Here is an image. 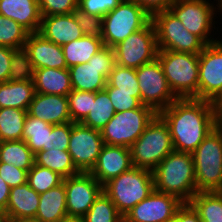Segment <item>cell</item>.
<instances>
[{
    "mask_svg": "<svg viewBox=\"0 0 222 222\" xmlns=\"http://www.w3.org/2000/svg\"><path fill=\"white\" fill-rule=\"evenodd\" d=\"M169 127L173 149L193 153L222 122L213 102L178 98L158 113Z\"/></svg>",
    "mask_w": 222,
    "mask_h": 222,
    "instance_id": "cell-1",
    "label": "cell"
},
{
    "mask_svg": "<svg viewBox=\"0 0 222 222\" xmlns=\"http://www.w3.org/2000/svg\"><path fill=\"white\" fill-rule=\"evenodd\" d=\"M155 190L189 203L197 193L192 153L173 150L153 170Z\"/></svg>",
    "mask_w": 222,
    "mask_h": 222,
    "instance_id": "cell-2",
    "label": "cell"
},
{
    "mask_svg": "<svg viewBox=\"0 0 222 222\" xmlns=\"http://www.w3.org/2000/svg\"><path fill=\"white\" fill-rule=\"evenodd\" d=\"M157 59L178 98L199 99V54L158 50Z\"/></svg>",
    "mask_w": 222,
    "mask_h": 222,
    "instance_id": "cell-3",
    "label": "cell"
},
{
    "mask_svg": "<svg viewBox=\"0 0 222 222\" xmlns=\"http://www.w3.org/2000/svg\"><path fill=\"white\" fill-rule=\"evenodd\" d=\"M155 189L151 170L132 167L103 185V192L124 216Z\"/></svg>",
    "mask_w": 222,
    "mask_h": 222,
    "instance_id": "cell-4",
    "label": "cell"
},
{
    "mask_svg": "<svg viewBox=\"0 0 222 222\" xmlns=\"http://www.w3.org/2000/svg\"><path fill=\"white\" fill-rule=\"evenodd\" d=\"M197 192L222 190V122L192 153Z\"/></svg>",
    "mask_w": 222,
    "mask_h": 222,
    "instance_id": "cell-5",
    "label": "cell"
},
{
    "mask_svg": "<svg viewBox=\"0 0 222 222\" xmlns=\"http://www.w3.org/2000/svg\"><path fill=\"white\" fill-rule=\"evenodd\" d=\"M134 167L153 170L174 149L169 127L157 114L130 147Z\"/></svg>",
    "mask_w": 222,
    "mask_h": 222,
    "instance_id": "cell-6",
    "label": "cell"
},
{
    "mask_svg": "<svg viewBox=\"0 0 222 222\" xmlns=\"http://www.w3.org/2000/svg\"><path fill=\"white\" fill-rule=\"evenodd\" d=\"M157 114L143 104L139 108L116 112L100 131L104 144L130 148Z\"/></svg>",
    "mask_w": 222,
    "mask_h": 222,
    "instance_id": "cell-7",
    "label": "cell"
},
{
    "mask_svg": "<svg viewBox=\"0 0 222 222\" xmlns=\"http://www.w3.org/2000/svg\"><path fill=\"white\" fill-rule=\"evenodd\" d=\"M152 17L134 2L123 0L114 10L103 17L104 46L113 48L133 32L145 28Z\"/></svg>",
    "mask_w": 222,
    "mask_h": 222,
    "instance_id": "cell-8",
    "label": "cell"
},
{
    "mask_svg": "<svg viewBox=\"0 0 222 222\" xmlns=\"http://www.w3.org/2000/svg\"><path fill=\"white\" fill-rule=\"evenodd\" d=\"M152 22L158 50L200 54L207 45L199 36L189 32L170 10L155 14Z\"/></svg>",
    "mask_w": 222,
    "mask_h": 222,
    "instance_id": "cell-9",
    "label": "cell"
},
{
    "mask_svg": "<svg viewBox=\"0 0 222 222\" xmlns=\"http://www.w3.org/2000/svg\"><path fill=\"white\" fill-rule=\"evenodd\" d=\"M209 1L176 0L169 8L189 32L199 36L206 44L219 41L211 35L213 28L216 29L214 24L217 22L214 19L219 13L218 1L215 4L217 7Z\"/></svg>",
    "mask_w": 222,
    "mask_h": 222,
    "instance_id": "cell-10",
    "label": "cell"
},
{
    "mask_svg": "<svg viewBox=\"0 0 222 222\" xmlns=\"http://www.w3.org/2000/svg\"><path fill=\"white\" fill-rule=\"evenodd\" d=\"M115 62L122 67L137 69L157 58L156 30L151 21L145 28L133 32L113 47Z\"/></svg>",
    "mask_w": 222,
    "mask_h": 222,
    "instance_id": "cell-11",
    "label": "cell"
},
{
    "mask_svg": "<svg viewBox=\"0 0 222 222\" xmlns=\"http://www.w3.org/2000/svg\"><path fill=\"white\" fill-rule=\"evenodd\" d=\"M115 64L113 48L104 46L89 62L68 68L72 89L93 93L104 90Z\"/></svg>",
    "mask_w": 222,
    "mask_h": 222,
    "instance_id": "cell-12",
    "label": "cell"
},
{
    "mask_svg": "<svg viewBox=\"0 0 222 222\" xmlns=\"http://www.w3.org/2000/svg\"><path fill=\"white\" fill-rule=\"evenodd\" d=\"M135 72L140 87V102L143 105L150 106L159 113L178 99L171 90L157 58L135 69Z\"/></svg>",
    "mask_w": 222,
    "mask_h": 222,
    "instance_id": "cell-13",
    "label": "cell"
},
{
    "mask_svg": "<svg viewBox=\"0 0 222 222\" xmlns=\"http://www.w3.org/2000/svg\"><path fill=\"white\" fill-rule=\"evenodd\" d=\"M104 145L101 132L82 123L72 122L68 152L79 172L89 173Z\"/></svg>",
    "mask_w": 222,
    "mask_h": 222,
    "instance_id": "cell-14",
    "label": "cell"
},
{
    "mask_svg": "<svg viewBox=\"0 0 222 222\" xmlns=\"http://www.w3.org/2000/svg\"><path fill=\"white\" fill-rule=\"evenodd\" d=\"M222 94V39L199 54V99L214 102Z\"/></svg>",
    "mask_w": 222,
    "mask_h": 222,
    "instance_id": "cell-15",
    "label": "cell"
},
{
    "mask_svg": "<svg viewBox=\"0 0 222 222\" xmlns=\"http://www.w3.org/2000/svg\"><path fill=\"white\" fill-rule=\"evenodd\" d=\"M68 217H83L103 191V186L90 173L63 178Z\"/></svg>",
    "mask_w": 222,
    "mask_h": 222,
    "instance_id": "cell-16",
    "label": "cell"
},
{
    "mask_svg": "<svg viewBox=\"0 0 222 222\" xmlns=\"http://www.w3.org/2000/svg\"><path fill=\"white\" fill-rule=\"evenodd\" d=\"M182 204L177 197L154 189L123 216V222H169Z\"/></svg>",
    "mask_w": 222,
    "mask_h": 222,
    "instance_id": "cell-17",
    "label": "cell"
},
{
    "mask_svg": "<svg viewBox=\"0 0 222 222\" xmlns=\"http://www.w3.org/2000/svg\"><path fill=\"white\" fill-rule=\"evenodd\" d=\"M133 167L131 150L104 144L93 169L89 172L103 186L112 178Z\"/></svg>",
    "mask_w": 222,
    "mask_h": 222,
    "instance_id": "cell-18",
    "label": "cell"
},
{
    "mask_svg": "<svg viewBox=\"0 0 222 222\" xmlns=\"http://www.w3.org/2000/svg\"><path fill=\"white\" fill-rule=\"evenodd\" d=\"M24 49L28 52L34 69H68L62 47L44 38L38 32L28 35Z\"/></svg>",
    "mask_w": 222,
    "mask_h": 222,
    "instance_id": "cell-19",
    "label": "cell"
},
{
    "mask_svg": "<svg viewBox=\"0 0 222 222\" xmlns=\"http://www.w3.org/2000/svg\"><path fill=\"white\" fill-rule=\"evenodd\" d=\"M27 114L53 125L71 122L68 97L35 93Z\"/></svg>",
    "mask_w": 222,
    "mask_h": 222,
    "instance_id": "cell-20",
    "label": "cell"
},
{
    "mask_svg": "<svg viewBox=\"0 0 222 222\" xmlns=\"http://www.w3.org/2000/svg\"><path fill=\"white\" fill-rule=\"evenodd\" d=\"M38 33L60 46L84 36L71 13L42 17Z\"/></svg>",
    "mask_w": 222,
    "mask_h": 222,
    "instance_id": "cell-21",
    "label": "cell"
},
{
    "mask_svg": "<svg viewBox=\"0 0 222 222\" xmlns=\"http://www.w3.org/2000/svg\"><path fill=\"white\" fill-rule=\"evenodd\" d=\"M40 194L28 183L10 188L9 200L3 214L6 220L35 218Z\"/></svg>",
    "mask_w": 222,
    "mask_h": 222,
    "instance_id": "cell-22",
    "label": "cell"
},
{
    "mask_svg": "<svg viewBox=\"0 0 222 222\" xmlns=\"http://www.w3.org/2000/svg\"><path fill=\"white\" fill-rule=\"evenodd\" d=\"M0 15L15 20L30 33L38 32L42 19L37 0H0Z\"/></svg>",
    "mask_w": 222,
    "mask_h": 222,
    "instance_id": "cell-23",
    "label": "cell"
},
{
    "mask_svg": "<svg viewBox=\"0 0 222 222\" xmlns=\"http://www.w3.org/2000/svg\"><path fill=\"white\" fill-rule=\"evenodd\" d=\"M33 84L39 94L68 96L73 90L69 69H35Z\"/></svg>",
    "mask_w": 222,
    "mask_h": 222,
    "instance_id": "cell-24",
    "label": "cell"
},
{
    "mask_svg": "<svg viewBox=\"0 0 222 222\" xmlns=\"http://www.w3.org/2000/svg\"><path fill=\"white\" fill-rule=\"evenodd\" d=\"M68 217L64 182L41 193L35 219L39 222H59Z\"/></svg>",
    "mask_w": 222,
    "mask_h": 222,
    "instance_id": "cell-25",
    "label": "cell"
},
{
    "mask_svg": "<svg viewBox=\"0 0 222 222\" xmlns=\"http://www.w3.org/2000/svg\"><path fill=\"white\" fill-rule=\"evenodd\" d=\"M35 94L33 81H6L0 83V109L28 110Z\"/></svg>",
    "mask_w": 222,
    "mask_h": 222,
    "instance_id": "cell-26",
    "label": "cell"
},
{
    "mask_svg": "<svg viewBox=\"0 0 222 222\" xmlns=\"http://www.w3.org/2000/svg\"><path fill=\"white\" fill-rule=\"evenodd\" d=\"M61 47L67 67L70 68L89 62L104 47V43L102 39L84 35Z\"/></svg>",
    "mask_w": 222,
    "mask_h": 222,
    "instance_id": "cell-27",
    "label": "cell"
},
{
    "mask_svg": "<svg viewBox=\"0 0 222 222\" xmlns=\"http://www.w3.org/2000/svg\"><path fill=\"white\" fill-rule=\"evenodd\" d=\"M53 124L39 118L26 115L22 140L36 154L40 150H49V140Z\"/></svg>",
    "mask_w": 222,
    "mask_h": 222,
    "instance_id": "cell-28",
    "label": "cell"
},
{
    "mask_svg": "<svg viewBox=\"0 0 222 222\" xmlns=\"http://www.w3.org/2000/svg\"><path fill=\"white\" fill-rule=\"evenodd\" d=\"M35 164L57 172L63 178L75 176L80 172L76 169L68 151L56 149L40 150L34 156Z\"/></svg>",
    "mask_w": 222,
    "mask_h": 222,
    "instance_id": "cell-29",
    "label": "cell"
},
{
    "mask_svg": "<svg viewBox=\"0 0 222 222\" xmlns=\"http://www.w3.org/2000/svg\"><path fill=\"white\" fill-rule=\"evenodd\" d=\"M34 156L23 140L0 141V162L29 171L35 163Z\"/></svg>",
    "mask_w": 222,
    "mask_h": 222,
    "instance_id": "cell-30",
    "label": "cell"
},
{
    "mask_svg": "<svg viewBox=\"0 0 222 222\" xmlns=\"http://www.w3.org/2000/svg\"><path fill=\"white\" fill-rule=\"evenodd\" d=\"M189 203L198 212L201 222H222V192H197Z\"/></svg>",
    "mask_w": 222,
    "mask_h": 222,
    "instance_id": "cell-31",
    "label": "cell"
},
{
    "mask_svg": "<svg viewBox=\"0 0 222 222\" xmlns=\"http://www.w3.org/2000/svg\"><path fill=\"white\" fill-rule=\"evenodd\" d=\"M106 92L134 93V97L140 101V87L134 68L114 65L107 78Z\"/></svg>",
    "mask_w": 222,
    "mask_h": 222,
    "instance_id": "cell-32",
    "label": "cell"
},
{
    "mask_svg": "<svg viewBox=\"0 0 222 222\" xmlns=\"http://www.w3.org/2000/svg\"><path fill=\"white\" fill-rule=\"evenodd\" d=\"M27 110L0 109V141L22 140Z\"/></svg>",
    "mask_w": 222,
    "mask_h": 222,
    "instance_id": "cell-33",
    "label": "cell"
},
{
    "mask_svg": "<svg viewBox=\"0 0 222 222\" xmlns=\"http://www.w3.org/2000/svg\"><path fill=\"white\" fill-rule=\"evenodd\" d=\"M116 113L111 100L105 90L95 93L91 112L81 122L83 125L101 131Z\"/></svg>",
    "mask_w": 222,
    "mask_h": 222,
    "instance_id": "cell-34",
    "label": "cell"
},
{
    "mask_svg": "<svg viewBox=\"0 0 222 222\" xmlns=\"http://www.w3.org/2000/svg\"><path fill=\"white\" fill-rule=\"evenodd\" d=\"M83 219L84 222H123V216L103 191L83 216Z\"/></svg>",
    "mask_w": 222,
    "mask_h": 222,
    "instance_id": "cell-35",
    "label": "cell"
},
{
    "mask_svg": "<svg viewBox=\"0 0 222 222\" xmlns=\"http://www.w3.org/2000/svg\"><path fill=\"white\" fill-rule=\"evenodd\" d=\"M30 32L15 20L0 15V46L24 48Z\"/></svg>",
    "mask_w": 222,
    "mask_h": 222,
    "instance_id": "cell-36",
    "label": "cell"
},
{
    "mask_svg": "<svg viewBox=\"0 0 222 222\" xmlns=\"http://www.w3.org/2000/svg\"><path fill=\"white\" fill-rule=\"evenodd\" d=\"M63 182V177L57 172L41 167L34 163L28 171L27 183L38 194L44 193Z\"/></svg>",
    "mask_w": 222,
    "mask_h": 222,
    "instance_id": "cell-37",
    "label": "cell"
},
{
    "mask_svg": "<svg viewBox=\"0 0 222 222\" xmlns=\"http://www.w3.org/2000/svg\"><path fill=\"white\" fill-rule=\"evenodd\" d=\"M35 69L28 52L24 49H15L12 52L9 81H33Z\"/></svg>",
    "mask_w": 222,
    "mask_h": 222,
    "instance_id": "cell-38",
    "label": "cell"
},
{
    "mask_svg": "<svg viewBox=\"0 0 222 222\" xmlns=\"http://www.w3.org/2000/svg\"><path fill=\"white\" fill-rule=\"evenodd\" d=\"M67 97L71 122L81 123L91 112L92 101H95V93L73 89Z\"/></svg>",
    "mask_w": 222,
    "mask_h": 222,
    "instance_id": "cell-39",
    "label": "cell"
},
{
    "mask_svg": "<svg viewBox=\"0 0 222 222\" xmlns=\"http://www.w3.org/2000/svg\"><path fill=\"white\" fill-rule=\"evenodd\" d=\"M74 20L78 23L83 34L86 36L102 39L103 36V18L97 15H91L76 8L72 13Z\"/></svg>",
    "mask_w": 222,
    "mask_h": 222,
    "instance_id": "cell-40",
    "label": "cell"
},
{
    "mask_svg": "<svg viewBox=\"0 0 222 222\" xmlns=\"http://www.w3.org/2000/svg\"><path fill=\"white\" fill-rule=\"evenodd\" d=\"M42 17L70 14L78 7V0H37Z\"/></svg>",
    "mask_w": 222,
    "mask_h": 222,
    "instance_id": "cell-41",
    "label": "cell"
},
{
    "mask_svg": "<svg viewBox=\"0 0 222 222\" xmlns=\"http://www.w3.org/2000/svg\"><path fill=\"white\" fill-rule=\"evenodd\" d=\"M123 0H78V8L91 15L104 17L114 10Z\"/></svg>",
    "mask_w": 222,
    "mask_h": 222,
    "instance_id": "cell-42",
    "label": "cell"
},
{
    "mask_svg": "<svg viewBox=\"0 0 222 222\" xmlns=\"http://www.w3.org/2000/svg\"><path fill=\"white\" fill-rule=\"evenodd\" d=\"M72 122L54 125L50 134L49 150L67 151L71 135Z\"/></svg>",
    "mask_w": 222,
    "mask_h": 222,
    "instance_id": "cell-43",
    "label": "cell"
},
{
    "mask_svg": "<svg viewBox=\"0 0 222 222\" xmlns=\"http://www.w3.org/2000/svg\"><path fill=\"white\" fill-rule=\"evenodd\" d=\"M28 171L17 168L15 165L0 162V176L10 188L27 182Z\"/></svg>",
    "mask_w": 222,
    "mask_h": 222,
    "instance_id": "cell-44",
    "label": "cell"
},
{
    "mask_svg": "<svg viewBox=\"0 0 222 222\" xmlns=\"http://www.w3.org/2000/svg\"><path fill=\"white\" fill-rule=\"evenodd\" d=\"M116 112L139 108L142 103L134 97V93L107 92Z\"/></svg>",
    "mask_w": 222,
    "mask_h": 222,
    "instance_id": "cell-45",
    "label": "cell"
},
{
    "mask_svg": "<svg viewBox=\"0 0 222 222\" xmlns=\"http://www.w3.org/2000/svg\"><path fill=\"white\" fill-rule=\"evenodd\" d=\"M142 7L151 17L155 14L169 10L176 0H128Z\"/></svg>",
    "mask_w": 222,
    "mask_h": 222,
    "instance_id": "cell-46",
    "label": "cell"
},
{
    "mask_svg": "<svg viewBox=\"0 0 222 222\" xmlns=\"http://www.w3.org/2000/svg\"><path fill=\"white\" fill-rule=\"evenodd\" d=\"M169 222H201V219L190 203H183Z\"/></svg>",
    "mask_w": 222,
    "mask_h": 222,
    "instance_id": "cell-47",
    "label": "cell"
},
{
    "mask_svg": "<svg viewBox=\"0 0 222 222\" xmlns=\"http://www.w3.org/2000/svg\"><path fill=\"white\" fill-rule=\"evenodd\" d=\"M14 50L10 47L0 46V83L9 80L11 57Z\"/></svg>",
    "mask_w": 222,
    "mask_h": 222,
    "instance_id": "cell-48",
    "label": "cell"
},
{
    "mask_svg": "<svg viewBox=\"0 0 222 222\" xmlns=\"http://www.w3.org/2000/svg\"><path fill=\"white\" fill-rule=\"evenodd\" d=\"M10 187L0 176V212H4L9 200Z\"/></svg>",
    "mask_w": 222,
    "mask_h": 222,
    "instance_id": "cell-49",
    "label": "cell"
},
{
    "mask_svg": "<svg viewBox=\"0 0 222 222\" xmlns=\"http://www.w3.org/2000/svg\"><path fill=\"white\" fill-rule=\"evenodd\" d=\"M218 113L222 116V94L213 102Z\"/></svg>",
    "mask_w": 222,
    "mask_h": 222,
    "instance_id": "cell-50",
    "label": "cell"
},
{
    "mask_svg": "<svg viewBox=\"0 0 222 222\" xmlns=\"http://www.w3.org/2000/svg\"><path fill=\"white\" fill-rule=\"evenodd\" d=\"M59 222H84L83 217H66Z\"/></svg>",
    "mask_w": 222,
    "mask_h": 222,
    "instance_id": "cell-51",
    "label": "cell"
},
{
    "mask_svg": "<svg viewBox=\"0 0 222 222\" xmlns=\"http://www.w3.org/2000/svg\"><path fill=\"white\" fill-rule=\"evenodd\" d=\"M7 222H39L35 218L7 220Z\"/></svg>",
    "mask_w": 222,
    "mask_h": 222,
    "instance_id": "cell-52",
    "label": "cell"
},
{
    "mask_svg": "<svg viewBox=\"0 0 222 222\" xmlns=\"http://www.w3.org/2000/svg\"><path fill=\"white\" fill-rule=\"evenodd\" d=\"M0 222H7L5 215L3 212H0Z\"/></svg>",
    "mask_w": 222,
    "mask_h": 222,
    "instance_id": "cell-53",
    "label": "cell"
},
{
    "mask_svg": "<svg viewBox=\"0 0 222 222\" xmlns=\"http://www.w3.org/2000/svg\"><path fill=\"white\" fill-rule=\"evenodd\" d=\"M216 1H218V7H219V14H221L222 15V0H216Z\"/></svg>",
    "mask_w": 222,
    "mask_h": 222,
    "instance_id": "cell-54",
    "label": "cell"
}]
</instances>
